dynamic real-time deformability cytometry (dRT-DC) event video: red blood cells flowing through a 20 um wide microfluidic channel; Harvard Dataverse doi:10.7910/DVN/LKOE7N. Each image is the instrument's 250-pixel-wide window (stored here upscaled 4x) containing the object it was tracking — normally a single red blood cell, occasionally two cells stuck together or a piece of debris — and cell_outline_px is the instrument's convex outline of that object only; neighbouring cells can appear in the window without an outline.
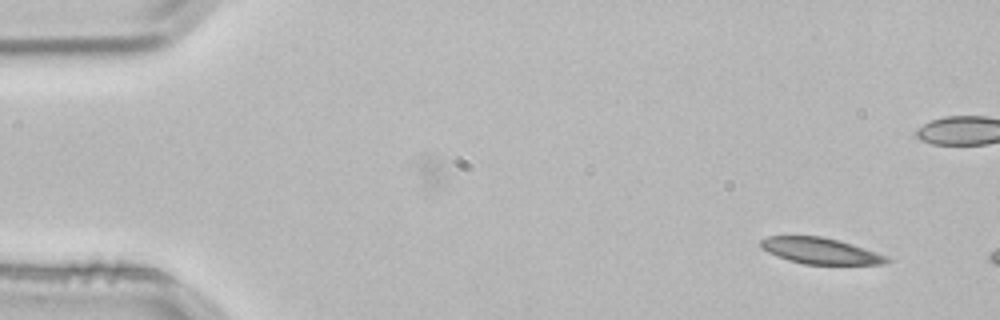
{"species": "common noctule bat (a hibernating species)", "species_latin": "Nyctalus noctula", "temperature_condition": "room temperature", "stored_images_in_passage": 2, "camera_frame_rate_fps": 3000, "um_per_image_px": 0.085, "animal": {"sex": "male", "body_mass_g": 21.5, "forearm_length_mm": 52.0}, "frame": {"image": 1, "passage_image": 2, "time_ms": 0.333, "image_size_px": [1000, 320], "cell_outline_px": [[892, 260], [884, 264], [804, 264], [788, 260], [776, 256], [768, 252], [760, 244], [760, 240], [768, 236], [820, 236], [852, 244], [888, 256]], "centroid_in_image_um": [69.74, 21.33], "position_along_channel_um": 15.3, "area_um2": 19.02}}